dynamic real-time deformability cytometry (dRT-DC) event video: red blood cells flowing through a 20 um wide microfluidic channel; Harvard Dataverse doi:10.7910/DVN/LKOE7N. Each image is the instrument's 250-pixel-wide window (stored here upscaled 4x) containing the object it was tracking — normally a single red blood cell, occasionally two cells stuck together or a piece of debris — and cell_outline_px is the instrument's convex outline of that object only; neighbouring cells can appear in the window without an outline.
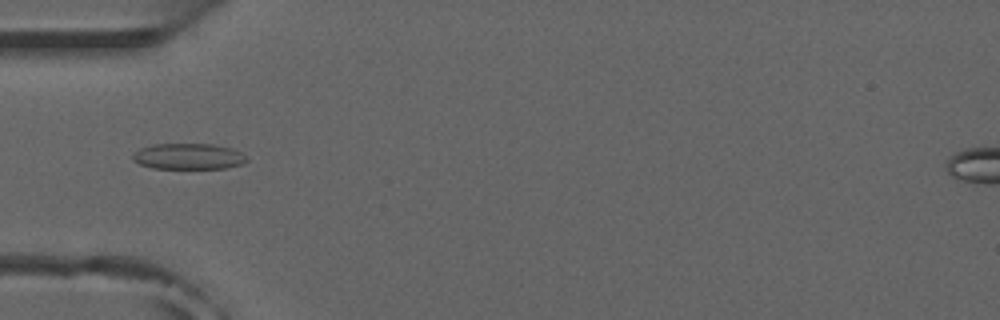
{"species": "common noctule bat (a hibernating species)", "species_latin": "Nyctalus noctula", "temperature_condition": "room temperature", "stored_images_in_passage": 42, "camera_frame_rate_fps": 3000, "um_per_image_px": 0.085, "animal": {"sex": "male", "forearm_length_mm": 52.5}, "frame": {"image": 1, "passage_image": 7, "time_ms": 2.0, "image_size_px": [1000, 320], "cell_outline_px": [[248, 160], [244, 164], [224, 168], [152, 168], [140, 164], [132, 160], [132, 156], [140, 148], [156, 144], [212, 144], [232, 148], [240, 152]], "centroid_in_image_um": [16.03, 13.29], "position_along_channel_um": 69.0, "area_um2": 17.11}}
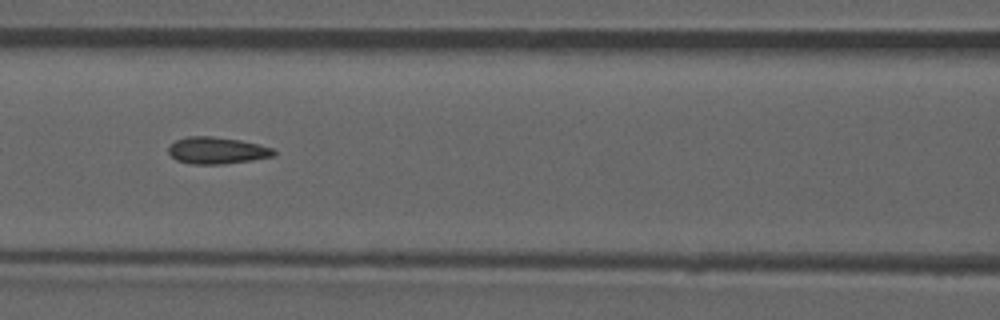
{"frame": {"image": 2, "passage_image": 13, "time_ms": 4.0, "image_size_px": [1000, 320], "cell_outline_px": [[276, 156], [252, 160], [220, 164], [192, 164], [176, 160], [168, 152], [168, 148], [176, 140], [188, 136], [212, 136], [240, 140], [260, 144], [272, 148], [276, 152]], "centroid_in_image_um": [18.46, 12.79], "position_along_channel_um": 148.1, "area_um2": 16.47}, "authors_computed_cell_mechanics": {"area_um2": 16.1262, "velocity_mm_per_s": 3.9306, "shape_relaxation_time_tau1_ms": null, "shape_relaxation_time_tau2_ms": 1.9541, "deformation_change_tau1": null, "deformation_change_tau2": 0.0906}}